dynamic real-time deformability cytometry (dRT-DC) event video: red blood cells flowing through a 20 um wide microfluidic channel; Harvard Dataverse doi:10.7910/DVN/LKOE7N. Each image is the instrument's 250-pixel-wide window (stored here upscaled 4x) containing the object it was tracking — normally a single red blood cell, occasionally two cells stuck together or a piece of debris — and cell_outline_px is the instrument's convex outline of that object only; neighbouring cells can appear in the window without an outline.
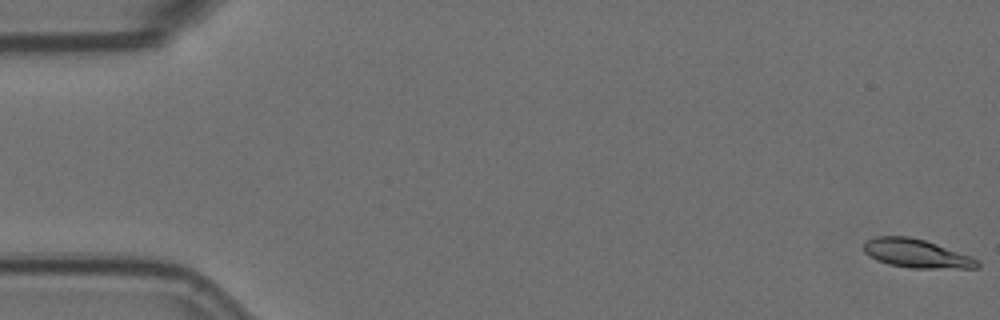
{"species": "Egyptian fruit bat (a non-hibernating species)", "species_latin": "Rousettus aegyptiacus", "temperature_condition": "room temperature", "stored_images_in_passage": 16, "camera_frame_rate_fps": 3000, "um_per_image_px": 0.085, "animal": {"sex": "female"}, "frame": {"image": 1, "passage_image": 1, "time_ms": 0.0, "image_size_px": [1000, 320], "cell_outline_px": [[980, 268], [908, 268], [888, 264], [876, 260], [864, 252], [864, 244], [868, 240], [876, 236], [908, 236], [924, 240], [972, 256], [980, 260]], "centroid_in_image_um": [77.93, 21.56], "position_along_channel_um": 7.1, "area_um2": 19.02}}
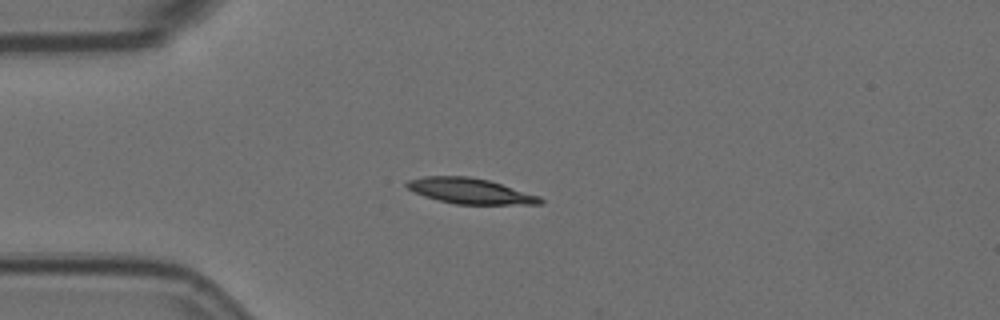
{"frame": {"image": 2, "passage_image": 15, "time_ms": 4.667, "image_size_px": [1000, 320], "cell_outline_px": [[544, 204], [456, 204], [424, 196], [408, 188], [404, 184], [408, 180], [424, 176], [468, 176], [488, 180], [540, 196], [544, 200]], "centroid_in_image_um": [39.98, 16.23], "position_along_channel_um": 45.0, "area_um2": 19.65}}